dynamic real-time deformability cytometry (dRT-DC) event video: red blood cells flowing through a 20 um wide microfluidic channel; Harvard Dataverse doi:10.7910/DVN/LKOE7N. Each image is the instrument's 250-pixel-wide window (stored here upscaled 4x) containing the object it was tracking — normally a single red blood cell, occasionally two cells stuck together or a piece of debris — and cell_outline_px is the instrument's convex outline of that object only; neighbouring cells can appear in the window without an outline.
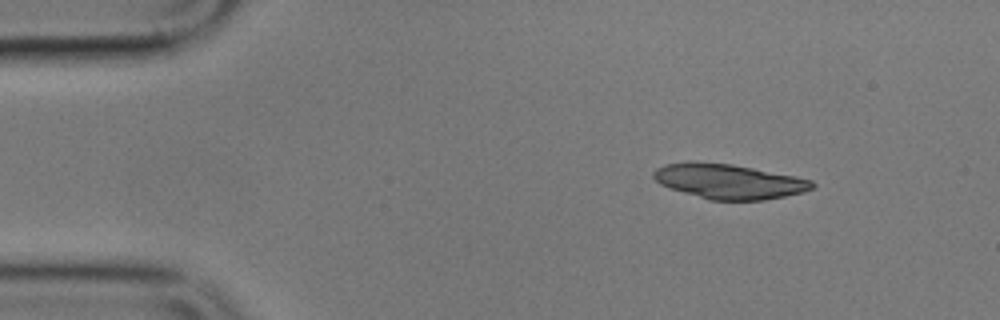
{"species": "common noctule bat (a hibernating species)", "species_latin": "Nyctalus noctula", "temperature_condition": "cold", "stored_images_in_passage": 7, "camera_frame_rate_fps": 3000, "um_per_image_px": 0.085, "animal": {"sex": "male", "body_mass_g": 17.9}, "frame": {"image": 1, "passage_image": 1, "time_ms": 0.0, "image_size_px": [1000, 320], "cell_outline_px": [[816, 188], [804, 192], [764, 200], [708, 200], [660, 184], [652, 176], [652, 172], [656, 168], [664, 164], [688, 160], [696, 160], [732, 164], [796, 176], [812, 180], [816, 184]], "centroid_in_image_um": [61.95, 15.39], "position_along_channel_um": 23.0, "area_um2": 32.6}}